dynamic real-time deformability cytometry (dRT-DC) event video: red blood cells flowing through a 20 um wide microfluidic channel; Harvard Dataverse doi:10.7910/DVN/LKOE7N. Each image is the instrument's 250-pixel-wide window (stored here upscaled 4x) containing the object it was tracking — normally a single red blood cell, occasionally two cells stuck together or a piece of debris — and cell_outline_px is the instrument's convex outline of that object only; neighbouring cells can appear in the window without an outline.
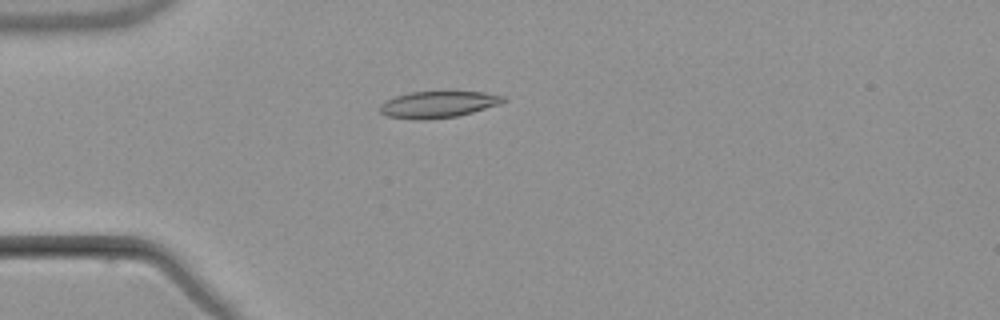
{"species": "common noctule bat (a hibernating species)", "species_latin": "Nyctalus noctula", "temperature_condition": "warm", "stored_images_in_passage": 5, "camera_frame_rate_fps": 3000, "um_per_image_px": 0.085, "animal": {"sex": "male", "body_mass_g": 21.5, "forearm_length_mm": 52.0}, "frame": {"image": 1, "passage_image": 5, "time_ms": 4.667, "image_size_px": [1000, 320], "cell_outline_px": [[508, 100], [500, 104], [472, 112], [456, 116], [424, 120], [416, 120], [388, 116], [380, 112], [380, 104], [384, 100], [408, 92], [484, 92], [504, 96]], "centroid_in_image_um": [37.22, 8.87], "position_along_channel_um": 47.8, "area_um2": 19.07}}